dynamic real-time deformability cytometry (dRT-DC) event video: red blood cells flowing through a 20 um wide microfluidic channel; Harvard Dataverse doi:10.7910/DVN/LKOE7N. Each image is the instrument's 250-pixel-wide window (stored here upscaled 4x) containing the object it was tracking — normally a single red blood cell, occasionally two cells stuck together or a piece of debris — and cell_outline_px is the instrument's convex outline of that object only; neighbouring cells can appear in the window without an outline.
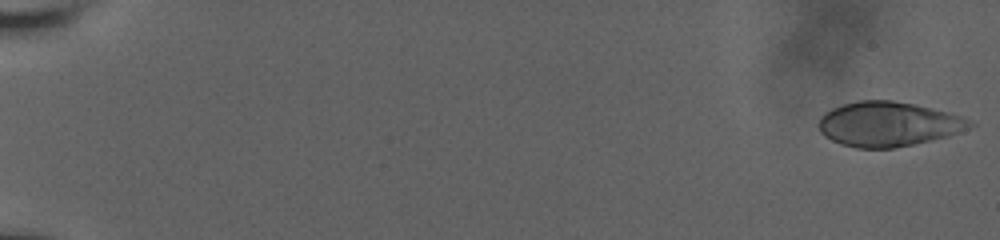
{"species": "human", "species_latin": "Homo sapiens", "temperature_condition": "room temperature", "stored_images_in_passage": 57, "camera_frame_rate_fps": 3000, "um_per_image_px": 0.085, "donor": {"sex": "male"}, "frame": {"image": 1, "passage_image": 1, "time_ms": 0.0, "image_size_px": [1000, 240], "cell_outline_px": [[976, 124], [968, 128], [948, 136], [912, 144], [892, 148], [856, 148], [840, 144], [824, 136], [820, 132], [816, 124], [820, 116], [824, 112], [832, 108], [844, 104], [860, 100], [892, 100], [912, 104], [948, 112], [960, 116]], "centroid_in_image_um": [75.43, 10.55], "position_along_channel_um": 9.6, "area_um2": 39.19}}
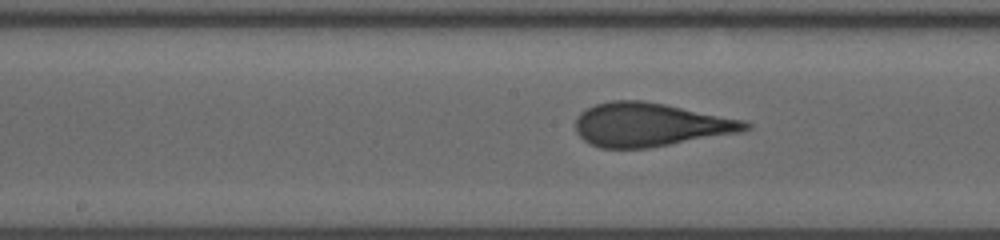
{"frame": {"image": 2, "passage_image": 32, "time_ms": 10.333, "image_size_px": [1000, 240], "cell_outline_px": [[752, 128], [744, 132], [648, 148], [600, 148], [584, 140], [576, 132], [576, 116], [580, 112], [596, 104], [612, 100], [644, 100], [744, 120], [752, 124]], "centroid_in_image_um": [55.29, 10.6], "position_along_channel_um": 192.9, "area_um2": 43.23}}
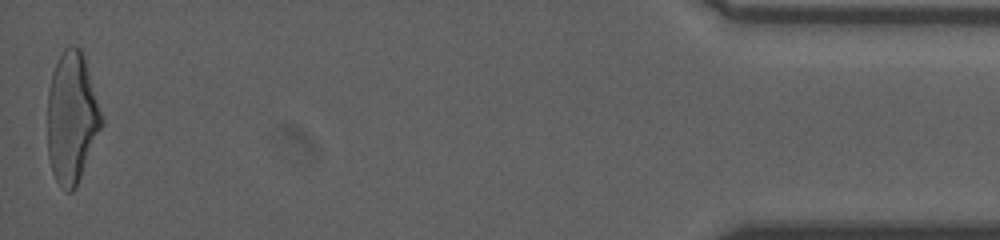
{"frame": {"image": 3, "passage_image": 57, "time_ms": 18.667, "image_size_px": [1000, 240], "cell_outline_px": [[104, 124], [76, 188], [72, 192], [64, 192], [60, 188], [52, 172], [48, 156], [48, 88], [52, 72], [64, 48], [68, 44], [72, 44], [80, 48], [84, 56], [104, 120]], "centroid_in_image_um": [6.11, 10.04], "position_along_channel_um": 429.1, "area_um2": 41.79}, "authors_computed_cell_mechanics": {"area_um2": 41.5582, "velocity_mm_per_s": 3.8125, "shape_relaxation_time_tau1_ms": 8.5182, "shape_relaxation_time_tau2_ms": 0.7626, "deformation_change_tau1": 0.2625, "deformation_change_tau2": 0.0711}}